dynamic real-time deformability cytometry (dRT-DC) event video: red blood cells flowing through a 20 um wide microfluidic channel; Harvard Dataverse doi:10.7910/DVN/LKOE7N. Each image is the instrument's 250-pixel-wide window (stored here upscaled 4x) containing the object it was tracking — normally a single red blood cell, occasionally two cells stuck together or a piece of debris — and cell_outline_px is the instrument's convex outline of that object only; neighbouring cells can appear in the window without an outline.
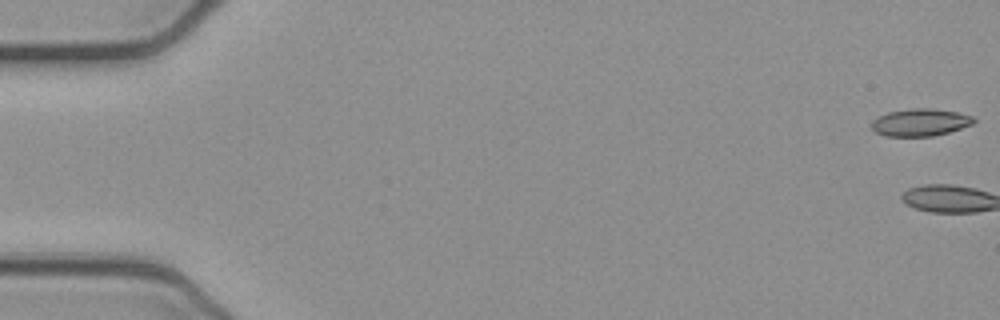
{"species": "common noctule bat (a hibernating species)", "species_latin": "Nyctalus noctula", "temperature_condition": "cold", "stored_images_in_passage": 2, "camera_frame_rate_fps": 3000, "um_per_image_px": 0.085, "animal": {"sex": "female", "body_mass_g": 21.9}, "frame": {"image": 1, "passage_image": 1, "time_ms": 0.0, "image_size_px": [1000, 320], "cell_outline_px": [[976, 120], [972, 124], [948, 132], [932, 136], [884, 136], [876, 132], [872, 128], [872, 120], [888, 112], [908, 108], [928, 108], [956, 112], [972, 116]], "centroid_in_image_um": [78.2, 10.4], "position_along_channel_um": 6.8, "area_um2": 16.13}}